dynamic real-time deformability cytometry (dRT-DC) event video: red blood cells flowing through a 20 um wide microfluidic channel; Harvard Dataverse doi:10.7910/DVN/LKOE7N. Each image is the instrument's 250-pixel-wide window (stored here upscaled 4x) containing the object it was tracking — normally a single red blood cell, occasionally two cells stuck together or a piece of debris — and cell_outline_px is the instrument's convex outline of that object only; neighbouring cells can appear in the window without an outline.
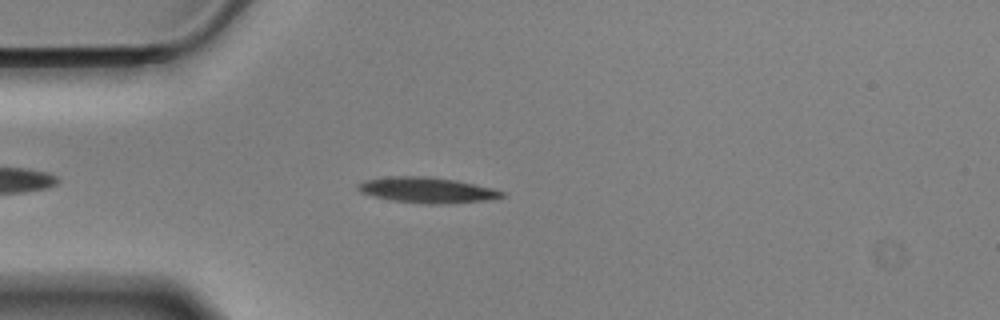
{"species": "Egyptian fruit bat (a non-hibernating species)", "species_latin": "Rousettus aegyptiacus", "temperature_condition": "cold", "stored_images_in_passage": 47, "camera_frame_rate_fps": 3000, "um_per_image_px": 0.085, "animal": {"sex": "male"}, "frame": {"image": 1, "passage_image": 5, "time_ms": 1.333, "image_size_px": [1000, 320], "cell_outline_px": [[504, 196], [484, 200], [444, 204], [428, 204], [392, 200], [360, 192], [356, 188], [356, 184], [364, 180], [388, 176], [428, 176], [456, 180], [492, 188], [504, 192]], "centroid_in_image_um": [36.25, 16.14], "position_along_channel_um": 48.8, "area_um2": 21.33}}
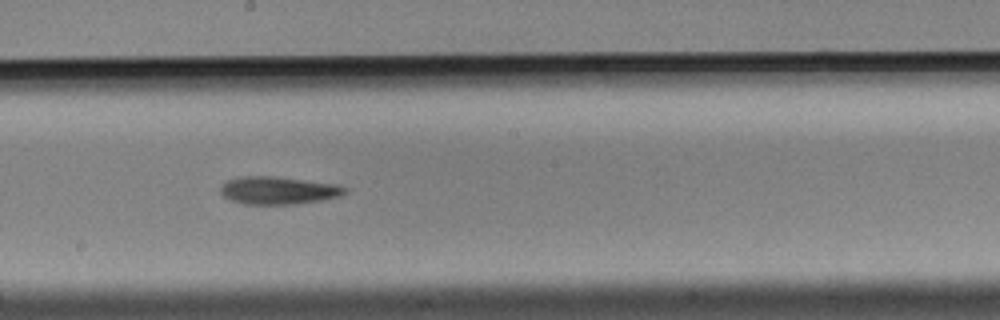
{"frame": {"image": 2, "passage_image": 21, "time_ms": 6.667, "image_size_px": [1000, 320], "cell_outline_px": [[348, 192], [340, 196], [320, 200], [296, 204], [244, 204], [232, 200], [224, 196], [220, 192], [220, 188], [228, 180], [240, 176], [276, 176], [340, 184], [348, 188]], "centroid_in_image_um": [23.71, 16.17], "position_along_channel_um": 224.5, "area_um2": 20.23}}
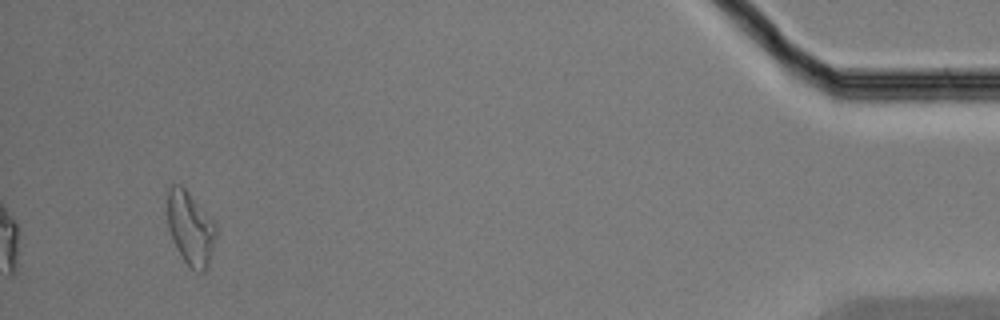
{"frame": {"image": 3, "passage_image": 44, "time_ms": 14.333, "image_size_px": [1000, 320], "cell_outline_px": [[216, 240], [208, 268], [204, 272], [196, 272], [184, 260], [176, 248], [168, 228], [168, 188], [172, 184], [180, 184], [188, 192], [216, 224]], "centroid_in_image_um": [16.2, 19.43], "position_along_channel_um": 419.0, "area_um2": 20.75}, "authors_computed_cell_mechanics": {"area_um2": 19.941, "velocity_mm_per_s": 3.5146, "shape_relaxation_time_tau1_ms": 10.323, "shape_relaxation_time_tau2_ms": null, "deformation_change_tau1": 0.1935, "deformation_change_tau2": null}}